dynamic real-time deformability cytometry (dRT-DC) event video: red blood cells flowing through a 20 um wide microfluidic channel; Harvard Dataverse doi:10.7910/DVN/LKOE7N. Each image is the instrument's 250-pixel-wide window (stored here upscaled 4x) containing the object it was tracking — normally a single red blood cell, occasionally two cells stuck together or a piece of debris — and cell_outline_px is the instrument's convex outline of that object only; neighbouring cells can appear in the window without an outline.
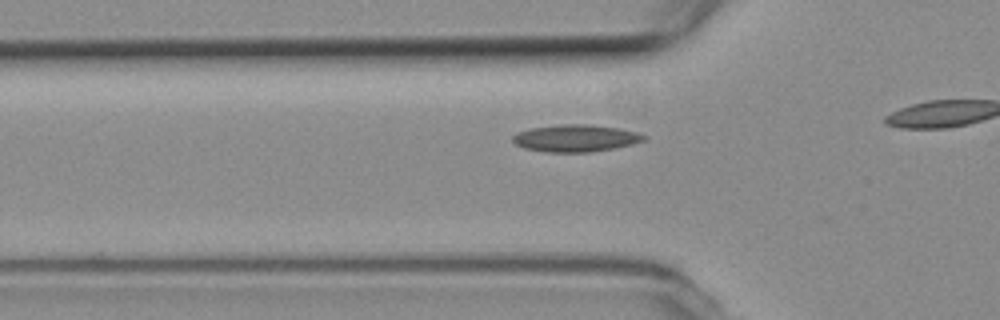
{"species": "common noctule bat (a hibernating species)", "species_latin": "Nyctalus noctula", "temperature_condition": "room temperature", "stored_images_in_passage": 17, "camera_frame_rate_fps": 3000, "um_per_image_px": 0.085, "animal": {"sex": "female", "body_mass_g": 19.3, "forearm_length_mm": 54.1}, "frame": {"image": 1, "passage_image": 12, "time_ms": 3.667, "image_size_px": [1000, 320], "cell_outline_px": [[648, 140], [632, 144], [612, 148], [588, 152], [544, 152], [524, 148], [516, 144], [512, 140], [512, 136], [516, 132], [528, 128], [564, 124], [588, 124], [620, 128], [636, 132], [648, 136]], "centroid_in_image_um": [48.92, 11.74], "position_along_channel_um": 76.9, "area_um2": 20.87}}
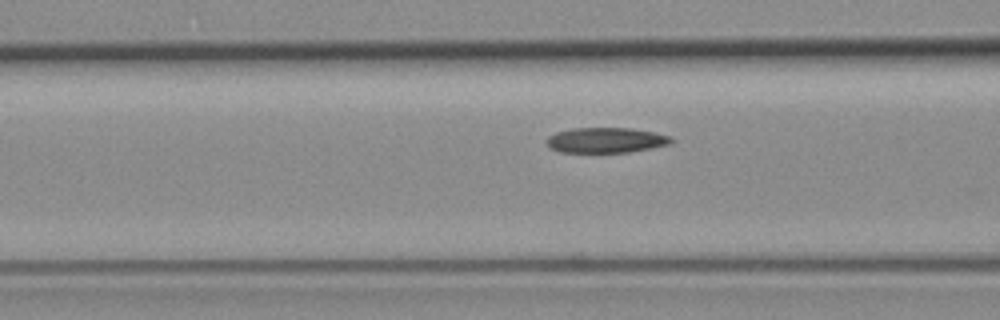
{"frame": {"image": 2, "passage_image": 15, "time_ms": 4.667, "image_size_px": [1000, 320], "cell_outline_px": [[672, 144], [652, 148], [628, 152], [560, 152], [552, 148], [548, 144], [548, 136], [556, 132], [572, 128], [632, 128], [672, 136]], "centroid_in_image_um": [51.54, 11.91], "position_along_channel_um": 115.1, "area_um2": 18.26}}